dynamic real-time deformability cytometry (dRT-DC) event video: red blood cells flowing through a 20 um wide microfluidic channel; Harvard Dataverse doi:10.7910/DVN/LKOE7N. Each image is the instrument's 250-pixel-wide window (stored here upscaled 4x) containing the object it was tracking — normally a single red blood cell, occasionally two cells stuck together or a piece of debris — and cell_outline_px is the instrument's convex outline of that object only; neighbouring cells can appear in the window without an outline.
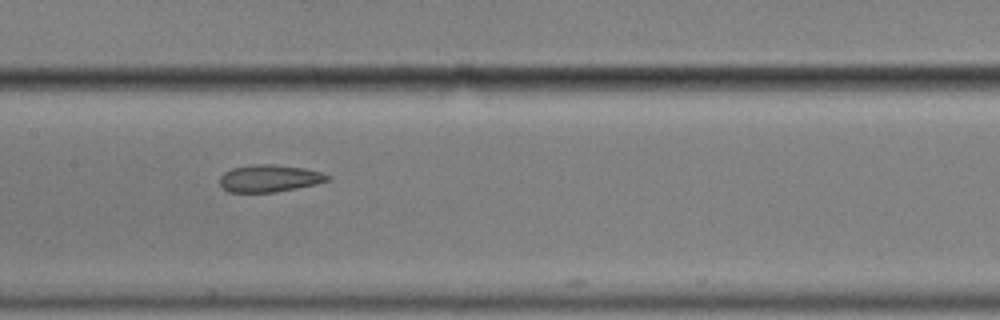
{"species": "common noctule bat (a hibernating species)", "species_latin": "Nyctalus noctula", "temperature_condition": "cold", "stored_images_in_passage": 35, "camera_frame_rate_fps": 3000, "um_per_image_px": 0.085, "animal": {"sex": "male", "body_mass_g": 17.9}, "frame": {"image": 1, "passage_image": 10, "time_ms": 3.0, "image_size_px": [1000, 320], "cell_outline_px": [[332, 176], [328, 180], [316, 184], [276, 192], [228, 192], [220, 184], [220, 176], [224, 172], [232, 168], [256, 164], [272, 164], [304, 168], [320, 172]], "centroid_in_image_um": [22.89, 15.16], "position_along_channel_um": 184.5, "area_um2": 16.99}}
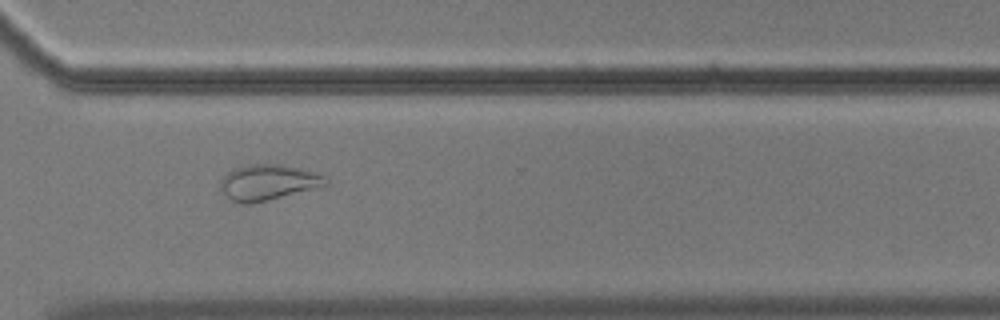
{"frame": {"image": 2, "passage_image": 24, "time_ms": 7.667, "image_size_px": [1000, 320], "cell_outline_px": [[328, 188], [252, 204], [240, 204], [232, 200], [220, 188], [220, 180], [228, 172], [236, 168], [252, 164], [276, 164], [296, 168], [324, 176], [328, 180]], "centroid_in_image_um": [22.87, 15.55], "position_along_channel_um": 347.7, "area_um2": 22.25}}
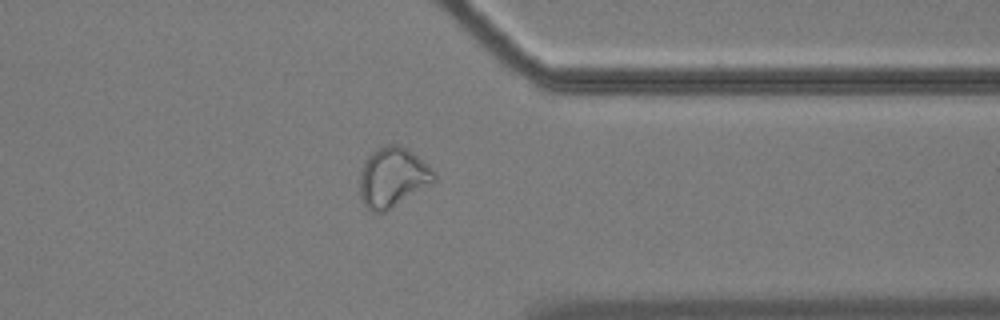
{"frame": {"image": 3, "passage_image": 27, "time_ms": 8.667, "image_size_px": [1000, 320], "cell_outline_px": [[436, 180], [432, 184], [384, 212], [372, 212], [364, 204], [360, 196], [360, 172], [368, 156], [376, 148], [388, 144], [400, 144], [408, 148], [428, 164], [436, 172]], "centroid_in_image_um": [33.4, 15.05], "position_along_channel_um": 378.0, "area_um2": 26.01}}